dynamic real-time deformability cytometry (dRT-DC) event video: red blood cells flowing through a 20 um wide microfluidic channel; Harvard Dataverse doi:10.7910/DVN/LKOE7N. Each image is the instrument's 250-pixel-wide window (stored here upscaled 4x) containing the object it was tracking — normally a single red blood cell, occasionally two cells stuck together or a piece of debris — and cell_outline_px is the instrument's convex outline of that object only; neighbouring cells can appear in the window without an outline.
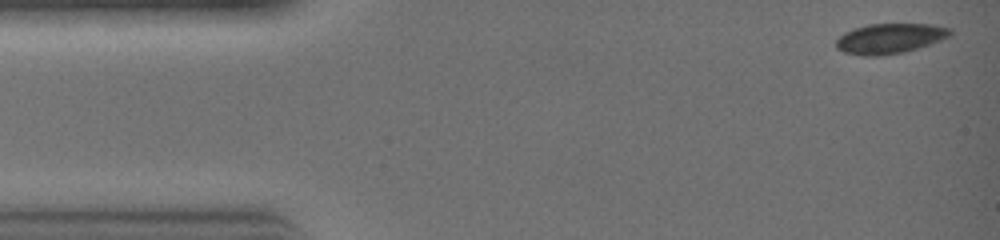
{"species": "common noctule bat (a hibernating species)", "species_latin": "Nyctalus noctula", "temperature_condition": "warm", "stored_images_in_passage": 8, "camera_frame_rate_fps": 3000, "um_per_image_px": 0.085, "animal": {"sex": "female", "body_mass_g": 19.0, "forearm_length_mm": 51.5}, "frame": {"image": 1, "passage_image": 1, "time_ms": 0.0, "image_size_px": [1000, 240], "cell_outline_px": [[952, 32], [948, 36], [940, 40], [916, 48], [900, 52], [876, 56], [844, 52], [836, 48], [836, 40], [844, 32], [868, 24], [932, 24], [952, 28]], "centroid_in_image_um": [75.63, 3.24], "position_along_channel_um": 9.4, "area_um2": 19.54}}
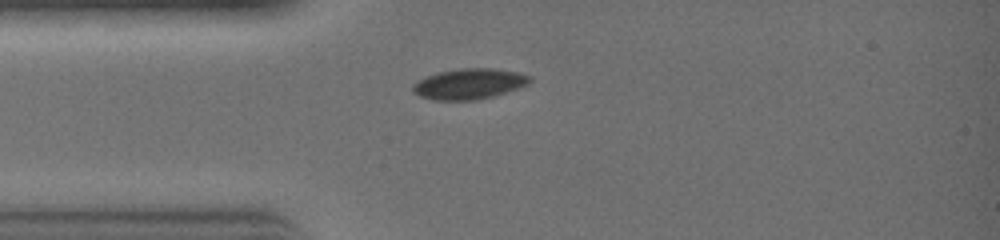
{"frame": {"image": 2, "passage_image": 7, "time_ms": 2.0, "image_size_px": [1000, 240], "cell_outline_px": [[532, 80], [528, 84], [520, 88], [492, 96], [476, 100], [432, 100], [420, 96], [412, 92], [412, 84], [428, 76], [440, 72], [460, 68], [492, 68], [520, 72], [532, 76]], "centroid_in_image_um": [39.92, 7.13], "position_along_channel_um": 45.1, "area_um2": 20.92}}